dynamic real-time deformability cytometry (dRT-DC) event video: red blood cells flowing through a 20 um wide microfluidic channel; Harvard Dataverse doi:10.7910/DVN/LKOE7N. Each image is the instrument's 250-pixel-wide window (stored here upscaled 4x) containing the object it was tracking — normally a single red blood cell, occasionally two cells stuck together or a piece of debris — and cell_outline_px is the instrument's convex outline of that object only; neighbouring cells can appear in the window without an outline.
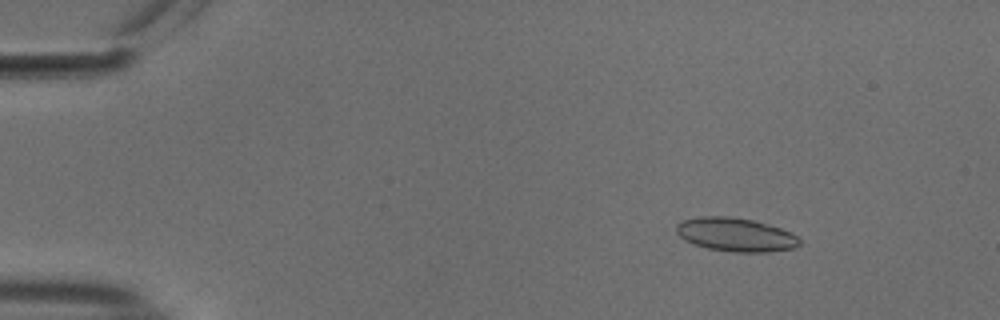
{"species": "common noctule bat (a hibernating species)", "species_latin": "Nyctalus noctula", "temperature_condition": "cold", "stored_images_in_passage": 55, "camera_frame_rate_fps": 3000, "um_per_image_px": 0.085, "animal": {"sex": "male", "body_mass_g": 18.8}, "frame": {"image": 1, "passage_image": 8, "time_ms": 2.333, "image_size_px": [1000, 320], "cell_outline_px": [[800, 244], [792, 248], [768, 252], [732, 252], [708, 248], [692, 244], [684, 240], [676, 232], [676, 224], [680, 220], [700, 216], [732, 216], [752, 220], [768, 224], [780, 228], [796, 236], [800, 240]], "centroid_in_image_um": [62.47, 19.93], "position_along_channel_um": 22.5, "area_um2": 24.22}}
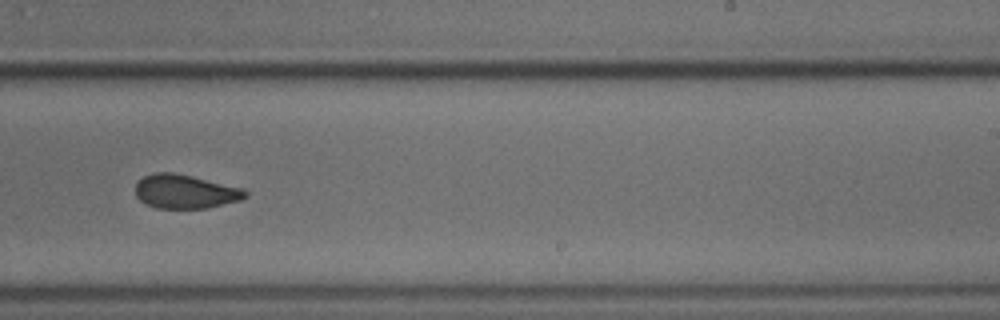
{"frame": {"image": 2, "passage_image": 35, "time_ms": 11.333, "image_size_px": [1000, 320], "cell_outline_px": [[248, 196], [240, 200], [208, 208], [156, 208], [140, 200], [136, 196], [136, 184], [144, 176], [156, 172], [172, 172], [192, 176], [244, 188], [248, 192]], "centroid_in_image_um": [15.78, 16.28], "position_along_channel_um": 273.2, "area_um2": 21.68}}
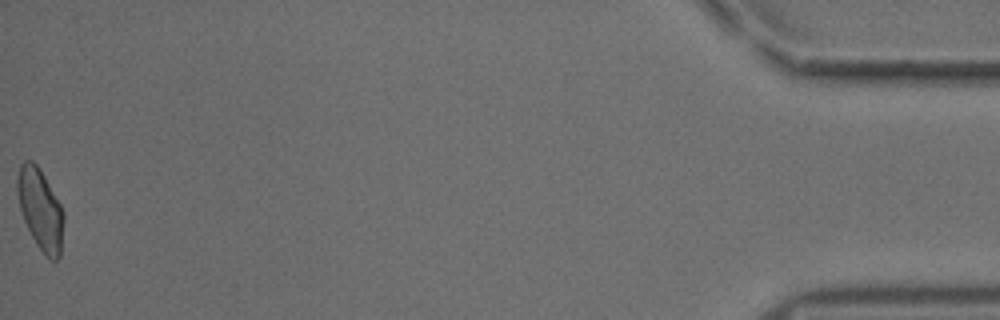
{"frame": {"image": 3, "passage_image": 55, "time_ms": 18.0, "image_size_px": [1000, 320], "cell_outline_px": [[64, 220], [60, 256], [56, 260], [48, 260], [36, 244], [24, 220], [20, 208], [16, 192], [16, 180], [20, 164], [24, 160], [32, 160], [40, 168], [60, 204], [64, 216]], "centroid_in_image_um": [3.42, 17.79], "position_along_channel_um": 431.8, "area_um2": 21.96}, "authors_computed_cell_mechanics": {"area_um2": 22.4842, "velocity_mm_per_s": 3.7588, "shape_relaxation_time_tau1_ms": 4.8847, "shape_relaxation_time_tau2_ms": 2.1806, "deformation_change_tau1": 0.1205, "deformation_change_tau2": 0.0596}}